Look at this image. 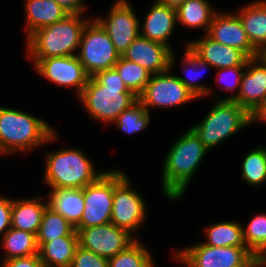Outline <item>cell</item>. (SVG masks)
<instances>
[{
  "label": "cell",
  "mask_w": 266,
  "mask_h": 267,
  "mask_svg": "<svg viewBox=\"0 0 266 267\" xmlns=\"http://www.w3.org/2000/svg\"><path fill=\"white\" fill-rule=\"evenodd\" d=\"M172 53L173 49L169 46L139 35L121 56L136 62L154 75L170 69Z\"/></svg>",
  "instance_id": "obj_16"
},
{
  "label": "cell",
  "mask_w": 266,
  "mask_h": 267,
  "mask_svg": "<svg viewBox=\"0 0 266 267\" xmlns=\"http://www.w3.org/2000/svg\"><path fill=\"white\" fill-rule=\"evenodd\" d=\"M89 20L82 18V14H69L61 21L37 29L26 39L27 58L77 55Z\"/></svg>",
  "instance_id": "obj_4"
},
{
  "label": "cell",
  "mask_w": 266,
  "mask_h": 267,
  "mask_svg": "<svg viewBox=\"0 0 266 267\" xmlns=\"http://www.w3.org/2000/svg\"><path fill=\"white\" fill-rule=\"evenodd\" d=\"M246 66H234L229 68L217 69L215 81L222 83V88L225 91L234 92L238 89L237 93L225 96L222 100H233L238 94L241 84L242 75ZM238 87V88H237Z\"/></svg>",
  "instance_id": "obj_35"
},
{
  "label": "cell",
  "mask_w": 266,
  "mask_h": 267,
  "mask_svg": "<svg viewBox=\"0 0 266 267\" xmlns=\"http://www.w3.org/2000/svg\"><path fill=\"white\" fill-rule=\"evenodd\" d=\"M251 45L259 51L266 45V0L250 2L236 13Z\"/></svg>",
  "instance_id": "obj_23"
},
{
  "label": "cell",
  "mask_w": 266,
  "mask_h": 267,
  "mask_svg": "<svg viewBox=\"0 0 266 267\" xmlns=\"http://www.w3.org/2000/svg\"><path fill=\"white\" fill-rule=\"evenodd\" d=\"M12 199L0 195V235H4L11 228Z\"/></svg>",
  "instance_id": "obj_37"
},
{
  "label": "cell",
  "mask_w": 266,
  "mask_h": 267,
  "mask_svg": "<svg viewBox=\"0 0 266 267\" xmlns=\"http://www.w3.org/2000/svg\"><path fill=\"white\" fill-rule=\"evenodd\" d=\"M70 267H109L108 259L78 246Z\"/></svg>",
  "instance_id": "obj_36"
},
{
  "label": "cell",
  "mask_w": 266,
  "mask_h": 267,
  "mask_svg": "<svg viewBox=\"0 0 266 267\" xmlns=\"http://www.w3.org/2000/svg\"><path fill=\"white\" fill-rule=\"evenodd\" d=\"M107 18L95 19L105 29L116 50L122 55L140 35V22L128 0H117Z\"/></svg>",
  "instance_id": "obj_12"
},
{
  "label": "cell",
  "mask_w": 266,
  "mask_h": 267,
  "mask_svg": "<svg viewBox=\"0 0 266 267\" xmlns=\"http://www.w3.org/2000/svg\"><path fill=\"white\" fill-rule=\"evenodd\" d=\"M243 237L246 247L256 255L266 244V214L254 216L248 225H243Z\"/></svg>",
  "instance_id": "obj_34"
},
{
  "label": "cell",
  "mask_w": 266,
  "mask_h": 267,
  "mask_svg": "<svg viewBox=\"0 0 266 267\" xmlns=\"http://www.w3.org/2000/svg\"><path fill=\"white\" fill-rule=\"evenodd\" d=\"M114 68L119 73L129 91L134 93L137 97L143 93L146 84L150 81L152 76L144 67L122 56L115 64Z\"/></svg>",
  "instance_id": "obj_32"
},
{
  "label": "cell",
  "mask_w": 266,
  "mask_h": 267,
  "mask_svg": "<svg viewBox=\"0 0 266 267\" xmlns=\"http://www.w3.org/2000/svg\"><path fill=\"white\" fill-rule=\"evenodd\" d=\"M1 237V245L5 251L2 261L37 255L39 252L36 234L11 227Z\"/></svg>",
  "instance_id": "obj_27"
},
{
  "label": "cell",
  "mask_w": 266,
  "mask_h": 267,
  "mask_svg": "<svg viewBox=\"0 0 266 267\" xmlns=\"http://www.w3.org/2000/svg\"><path fill=\"white\" fill-rule=\"evenodd\" d=\"M206 241L212 247L247 248L243 237V224L236 221H221L205 228Z\"/></svg>",
  "instance_id": "obj_26"
},
{
  "label": "cell",
  "mask_w": 266,
  "mask_h": 267,
  "mask_svg": "<svg viewBox=\"0 0 266 267\" xmlns=\"http://www.w3.org/2000/svg\"><path fill=\"white\" fill-rule=\"evenodd\" d=\"M78 100L92 119L113 125L138 97L129 91L116 69L111 68L90 76Z\"/></svg>",
  "instance_id": "obj_1"
},
{
  "label": "cell",
  "mask_w": 266,
  "mask_h": 267,
  "mask_svg": "<svg viewBox=\"0 0 266 267\" xmlns=\"http://www.w3.org/2000/svg\"><path fill=\"white\" fill-rule=\"evenodd\" d=\"M75 230L78 232L79 246L106 259L115 256L136 239L126 229L111 222Z\"/></svg>",
  "instance_id": "obj_14"
},
{
  "label": "cell",
  "mask_w": 266,
  "mask_h": 267,
  "mask_svg": "<svg viewBox=\"0 0 266 267\" xmlns=\"http://www.w3.org/2000/svg\"><path fill=\"white\" fill-rule=\"evenodd\" d=\"M150 122V111L138 100L130 108L122 111L114 122L119 129L127 134H134L145 129Z\"/></svg>",
  "instance_id": "obj_33"
},
{
  "label": "cell",
  "mask_w": 266,
  "mask_h": 267,
  "mask_svg": "<svg viewBox=\"0 0 266 267\" xmlns=\"http://www.w3.org/2000/svg\"><path fill=\"white\" fill-rule=\"evenodd\" d=\"M250 125V113L233 100L218 99L206 117L190 128L211 150Z\"/></svg>",
  "instance_id": "obj_6"
},
{
  "label": "cell",
  "mask_w": 266,
  "mask_h": 267,
  "mask_svg": "<svg viewBox=\"0 0 266 267\" xmlns=\"http://www.w3.org/2000/svg\"><path fill=\"white\" fill-rule=\"evenodd\" d=\"M175 258L186 267H251L255 263V255L248 248L203 243L180 249Z\"/></svg>",
  "instance_id": "obj_9"
},
{
  "label": "cell",
  "mask_w": 266,
  "mask_h": 267,
  "mask_svg": "<svg viewBox=\"0 0 266 267\" xmlns=\"http://www.w3.org/2000/svg\"><path fill=\"white\" fill-rule=\"evenodd\" d=\"M79 246L78 232L45 242L39 248V257L45 267H70Z\"/></svg>",
  "instance_id": "obj_24"
},
{
  "label": "cell",
  "mask_w": 266,
  "mask_h": 267,
  "mask_svg": "<svg viewBox=\"0 0 266 267\" xmlns=\"http://www.w3.org/2000/svg\"><path fill=\"white\" fill-rule=\"evenodd\" d=\"M56 134L41 118L19 109L0 107V155L30 153L33 148L58 140Z\"/></svg>",
  "instance_id": "obj_3"
},
{
  "label": "cell",
  "mask_w": 266,
  "mask_h": 267,
  "mask_svg": "<svg viewBox=\"0 0 266 267\" xmlns=\"http://www.w3.org/2000/svg\"><path fill=\"white\" fill-rule=\"evenodd\" d=\"M174 51L170 58V69L151 76L138 100L149 112L150 108H174L197 100L195 95L171 74L175 64Z\"/></svg>",
  "instance_id": "obj_10"
},
{
  "label": "cell",
  "mask_w": 266,
  "mask_h": 267,
  "mask_svg": "<svg viewBox=\"0 0 266 267\" xmlns=\"http://www.w3.org/2000/svg\"><path fill=\"white\" fill-rule=\"evenodd\" d=\"M185 46V55L183 58V62L181 65L183 67V70L187 74V78L176 76L198 99L202 97H207L208 95L212 94V88H209V86H205V84H200V82H197L200 78V75L202 74V71L204 73V70H206V67H211L207 62L202 61L198 56H196L190 48L187 46V41L184 44ZM203 76V75H202Z\"/></svg>",
  "instance_id": "obj_28"
},
{
  "label": "cell",
  "mask_w": 266,
  "mask_h": 267,
  "mask_svg": "<svg viewBox=\"0 0 266 267\" xmlns=\"http://www.w3.org/2000/svg\"><path fill=\"white\" fill-rule=\"evenodd\" d=\"M266 99V65L257 57L250 58L242 75L240 89L233 101L249 113Z\"/></svg>",
  "instance_id": "obj_18"
},
{
  "label": "cell",
  "mask_w": 266,
  "mask_h": 267,
  "mask_svg": "<svg viewBox=\"0 0 266 267\" xmlns=\"http://www.w3.org/2000/svg\"><path fill=\"white\" fill-rule=\"evenodd\" d=\"M209 149L189 128L167 150L162 167V193L177 201L184 195Z\"/></svg>",
  "instance_id": "obj_2"
},
{
  "label": "cell",
  "mask_w": 266,
  "mask_h": 267,
  "mask_svg": "<svg viewBox=\"0 0 266 267\" xmlns=\"http://www.w3.org/2000/svg\"><path fill=\"white\" fill-rule=\"evenodd\" d=\"M109 267H155L149 249L136 238L124 250L108 259Z\"/></svg>",
  "instance_id": "obj_30"
},
{
  "label": "cell",
  "mask_w": 266,
  "mask_h": 267,
  "mask_svg": "<svg viewBox=\"0 0 266 267\" xmlns=\"http://www.w3.org/2000/svg\"><path fill=\"white\" fill-rule=\"evenodd\" d=\"M44 197L21 198L12 200L11 227L29 233H38L43 213L48 206Z\"/></svg>",
  "instance_id": "obj_20"
},
{
  "label": "cell",
  "mask_w": 266,
  "mask_h": 267,
  "mask_svg": "<svg viewBox=\"0 0 266 267\" xmlns=\"http://www.w3.org/2000/svg\"><path fill=\"white\" fill-rule=\"evenodd\" d=\"M35 70L61 87L75 88L77 98L87 85L89 75L77 55L47 58H31Z\"/></svg>",
  "instance_id": "obj_13"
},
{
  "label": "cell",
  "mask_w": 266,
  "mask_h": 267,
  "mask_svg": "<svg viewBox=\"0 0 266 267\" xmlns=\"http://www.w3.org/2000/svg\"><path fill=\"white\" fill-rule=\"evenodd\" d=\"M251 267H261V266H259L256 263H254Z\"/></svg>",
  "instance_id": "obj_44"
},
{
  "label": "cell",
  "mask_w": 266,
  "mask_h": 267,
  "mask_svg": "<svg viewBox=\"0 0 266 267\" xmlns=\"http://www.w3.org/2000/svg\"><path fill=\"white\" fill-rule=\"evenodd\" d=\"M26 39L37 29L54 24L69 15L54 0H26Z\"/></svg>",
  "instance_id": "obj_22"
},
{
  "label": "cell",
  "mask_w": 266,
  "mask_h": 267,
  "mask_svg": "<svg viewBox=\"0 0 266 267\" xmlns=\"http://www.w3.org/2000/svg\"><path fill=\"white\" fill-rule=\"evenodd\" d=\"M159 3L167 5L169 7L177 8L186 0H157Z\"/></svg>",
  "instance_id": "obj_42"
},
{
  "label": "cell",
  "mask_w": 266,
  "mask_h": 267,
  "mask_svg": "<svg viewBox=\"0 0 266 267\" xmlns=\"http://www.w3.org/2000/svg\"><path fill=\"white\" fill-rule=\"evenodd\" d=\"M254 122L266 124V99L250 112V124Z\"/></svg>",
  "instance_id": "obj_40"
},
{
  "label": "cell",
  "mask_w": 266,
  "mask_h": 267,
  "mask_svg": "<svg viewBox=\"0 0 266 267\" xmlns=\"http://www.w3.org/2000/svg\"><path fill=\"white\" fill-rule=\"evenodd\" d=\"M85 152L63 148L50 152L45 158L44 182L51 189L84 188L94 182L104 171L96 172Z\"/></svg>",
  "instance_id": "obj_5"
},
{
  "label": "cell",
  "mask_w": 266,
  "mask_h": 267,
  "mask_svg": "<svg viewBox=\"0 0 266 267\" xmlns=\"http://www.w3.org/2000/svg\"><path fill=\"white\" fill-rule=\"evenodd\" d=\"M190 50L215 70L246 66L250 59L243 51L214 41L206 34L198 40L187 42Z\"/></svg>",
  "instance_id": "obj_17"
},
{
  "label": "cell",
  "mask_w": 266,
  "mask_h": 267,
  "mask_svg": "<svg viewBox=\"0 0 266 267\" xmlns=\"http://www.w3.org/2000/svg\"><path fill=\"white\" fill-rule=\"evenodd\" d=\"M255 263L261 267H266V244L255 255Z\"/></svg>",
  "instance_id": "obj_41"
},
{
  "label": "cell",
  "mask_w": 266,
  "mask_h": 267,
  "mask_svg": "<svg viewBox=\"0 0 266 267\" xmlns=\"http://www.w3.org/2000/svg\"><path fill=\"white\" fill-rule=\"evenodd\" d=\"M48 206L76 227L85 209L83 188L51 189Z\"/></svg>",
  "instance_id": "obj_21"
},
{
  "label": "cell",
  "mask_w": 266,
  "mask_h": 267,
  "mask_svg": "<svg viewBox=\"0 0 266 267\" xmlns=\"http://www.w3.org/2000/svg\"><path fill=\"white\" fill-rule=\"evenodd\" d=\"M241 176L246 184L257 187L266 182V147L259 146L244 156Z\"/></svg>",
  "instance_id": "obj_31"
},
{
  "label": "cell",
  "mask_w": 266,
  "mask_h": 267,
  "mask_svg": "<svg viewBox=\"0 0 266 267\" xmlns=\"http://www.w3.org/2000/svg\"><path fill=\"white\" fill-rule=\"evenodd\" d=\"M257 58H259L266 65V45H264L259 51Z\"/></svg>",
  "instance_id": "obj_43"
},
{
  "label": "cell",
  "mask_w": 266,
  "mask_h": 267,
  "mask_svg": "<svg viewBox=\"0 0 266 267\" xmlns=\"http://www.w3.org/2000/svg\"><path fill=\"white\" fill-rule=\"evenodd\" d=\"M85 209L75 229L111 222L114 194V169L106 170L94 182L83 188Z\"/></svg>",
  "instance_id": "obj_11"
},
{
  "label": "cell",
  "mask_w": 266,
  "mask_h": 267,
  "mask_svg": "<svg viewBox=\"0 0 266 267\" xmlns=\"http://www.w3.org/2000/svg\"><path fill=\"white\" fill-rule=\"evenodd\" d=\"M206 35L216 42L243 51L249 58H255L258 55L236 13L217 12Z\"/></svg>",
  "instance_id": "obj_15"
},
{
  "label": "cell",
  "mask_w": 266,
  "mask_h": 267,
  "mask_svg": "<svg viewBox=\"0 0 266 267\" xmlns=\"http://www.w3.org/2000/svg\"><path fill=\"white\" fill-rule=\"evenodd\" d=\"M146 213L145 200L139 192L131 187L129 176L122 170H114L111 223L126 229L134 236L136 231L143 226Z\"/></svg>",
  "instance_id": "obj_8"
},
{
  "label": "cell",
  "mask_w": 266,
  "mask_h": 267,
  "mask_svg": "<svg viewBox=\"0 0 266 267\" xmlns=\"http://www.w3.org/2000/svg\"><path fill=\"white\" fill-rule=\"evenodd\" d=\"M208 0H186L176 8L177 22L185 27L202 28L207 33L211 24L215 11Z\"/></svg>",
  "instance_id": "obj_25"
},
{
  "label": "cell",
  "mask_w": 266,
  "mask_h": 267,
  "mask_svg": "<svg viewBox=\"0 0 266 267\" xmlns=\"http://www.w3.org/2000/svg\"><path fill=\"white\" fill-rule=\"evenodd\" d=\"M147 12L143 24L140 22V35L149 40L161 42L172 49L168 41L177 24L176 8L156 0Z\"/></svg>",
  "instance_id": "obj_19"
},
{
  "label": "cell",
  "mask_w": 266,
  "mask_h": 267,
  "mask_svg": "<svg viewBox=\"0 0 266 267\" xmlns=\"http://www.w3.org/2000/svg\"><path fill=\"white\" fill-rule=\"evenodd\" d=\"M0 267H45L39 254L2 261Z\"/></svg>",
  "instance_id": "obj_38"
},
{
  "label": "cell",
  "mask_w": 266,
  "mask_h": 267,
  "mask_svg": "<svg viewBox=\"0 0 266 267\" xmlns=\"http://www.w3.org/2000/svg\"><path fill=\"white\" fill-rule=\"evenodd\" d=\"M77 57L86 73L94 76L99 71L114 68L121 55L105 29L95 18H90L83 29Z\"/></svg>",
  "instance_id": "obj_7"
},
{
  "label": "cell",
  "mask_w": 266,
  "mask_h": 267,
  "mask_svg": "<svg viewBox=\"0 0 266 267\" xmlns=\"http://www.w3.org/2000/svg\"><path fill=\"white\" fill-rule=\"evenodd\" d=\"M69 14H84L87 6L85 0H54Z\"/></svg>",
  "instance_id": "obj_39"
},
{
  "label": "cell",
  "mask_w": 266,
  "mask_h": 267,
  "mask_svg": "<svg viewBox=\"0 0 266 267\" xmlns=\"http://www.w3.org/2000/svg\"><path fill=\"white\" fill-rule=\"evenodd\" d=\"M74 231L75 227L69 221L47 206L36 235L38 247L59 237L69 236Z\"/></svg>",
  "instance_id": "obj_29"
}]
</instances>
